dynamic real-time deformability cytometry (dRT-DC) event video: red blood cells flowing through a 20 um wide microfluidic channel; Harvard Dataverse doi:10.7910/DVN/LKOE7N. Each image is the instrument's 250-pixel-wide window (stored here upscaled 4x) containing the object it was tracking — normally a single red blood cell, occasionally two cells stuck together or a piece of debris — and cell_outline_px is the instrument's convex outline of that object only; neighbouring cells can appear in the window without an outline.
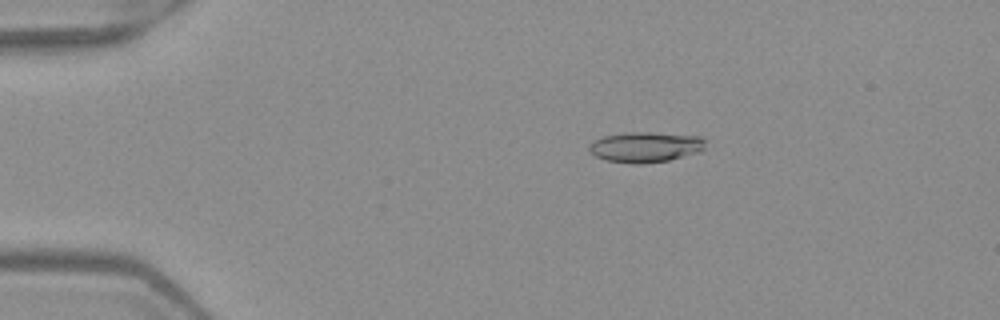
{"species": "Egyptian fruit bat (a non-hibernating species)", "species_latin": "Rousettus aegyptiacus", "temperature_condition": "warm", "stored_images_in_passage": 7, "camera_frame_rate_fps": 3000, "um_per_image_px": 0.085, "frame": {"image": 1, "passage_image": 3, "time_ms": 0.667, "image_size_px": [1000, 320], "cell_outline_px": [[704, 148], [700, 152], [668, 160], [640, 164], [632, 164], [604, 160], [596, 156], [588, 148], [588, 144], [604, 136], [624, 132], [648, 132], [700, 136], [704, 140]], "centroid_in_image_um": [54.85, 12.5], "position_along_channel_um": 30.2, "area_um2": 20.58}}
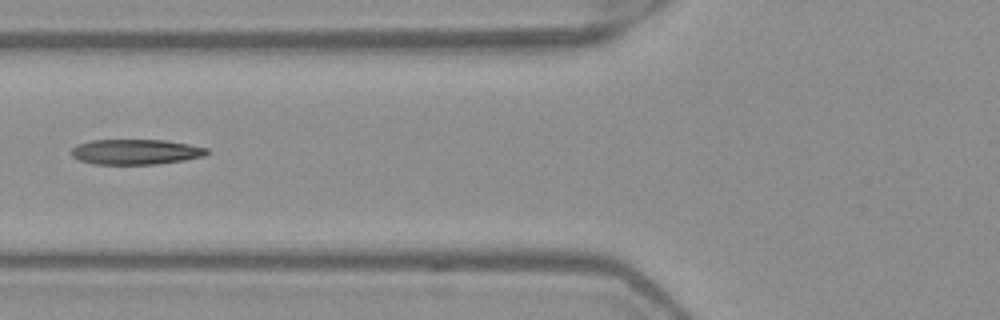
{"frame": {"image": 2, "passage_image": 6, "time_ms": 1.667, "image_size_px": [1000, 320], "cell_outline_px": [[208, 152], [204, 156], [184, 160], [156, 164], [92, 164], [80, 160], [72, 156], [68, 152], [76, 144], [92, 140], [164, 140], [188, 144], [208, 148]], "centroid_in_image_um": [11.49, 12.9], "position_along_channel_um": 114.3, "area_um2": 20.0}}
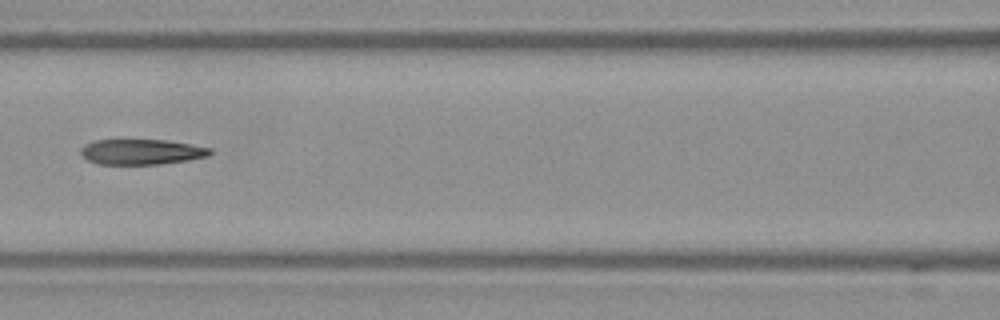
{"frame": {"image": 3, "passage_image": 7, "time_ms": 2.0, "image_size_px": [1000, 320], "cell_outline_px": [[212, 152], [208, 156], [188, 160], [160, 164], [96, 164], [88, 160], [80, 152], [80, 148], [84, 144], [96, 140], [168, 140], [212, 148]], "centroid_in_image_um": [12.03, 12.9], "position_along_channel_um": 154.6, "area_um2": 19.13}}